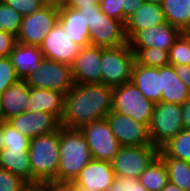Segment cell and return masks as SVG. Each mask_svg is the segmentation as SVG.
<instances>
[{"instance_id": "obj_1", "label": "cell", "mask_w": 190, "mask_h": 191, "mask_svg": "<svg viewBox=\"0 0 190 191\" xmlns=\"http://www.w3.org/2000/svg\"><path fill=\"white\" fill-rule=\"evenodd\" d=\"M113 87L103 83H75L65 94L60 124L80 129L87 123L104 119L113 110Z\"/></svg>"}, {"instance_id": "obj_2", "label": "cell", "mask_w": 190, "mask_h": 191, "mask_svg": "<svg viewBox=\"0 0 190 191\" xmlns=\"http://www.w3.org/2000/svg\"><path fill=\"white\" fill-rule=\"evenodd\" d=\"M60 163L57 181L73 182L93 159L89 145L80 129L59 128Z\"/></svg>"}, {"instance_id": "obj_3", "label": "cell", "mask_w": 190, "mask_h": 191, "mask_svg": "<svg viewBox=\"0 0 190 191\" xmlns=\"http://www.w3.org/2000/svg\"><path fill=\"white\" fill-rule=\"evenodd\" d=\"M28 154L32 168V183L57 181L60 163L59 129L30 139Z\"/></svg>"}, {"instance_id": "obj_4", "label": "cell", "mask_w": 190, "mask_h": 191, "mask_svg": "<svg viewBox=\"0 0 190 191\" xmlns=\"http://www.w3.org/2000/svg\"><path fill=\"white\" fill-rule=\"evenodd\" d=\"M112 102L115 112L149 126L155 104L145 98L132 81L113 87Z\"/></svg>"}, {"instance_id": "obj_5", "label": "cell", "mask_w": 190, "mask_h": 191, "mask_svg": "<svg viewBox=\"0 0 190 191\" xmlns=\"http://www.w3.org/2000/svg\"><path fill=\"white\" fill-rule=\"evenodd\" d=\"M101 62L103 84L115 87L132 80L135 53L129 44L102 48Z\"/></svg>"}, {"instance_id": "obj_6", "label": "cell", "mask_w": 190, "mask_h": 191, "mask_svg": "<svg viewBox=\"0 0 190 191\" xmlns=\"http://www.w3.org/2000/svg\"><path fill=\"white\" fill-rule=\"evenodd\" d=\"M58 19L59 2L50 0L40 10L22 18L17 43L39 47Z\"/></svg>"}, {"instance_id": "obj_7", "label": "cell", "mask_w": 190, "mask_h": 191, "mask_svg": "<svg viewBox=\"0 0 190 191\" xmlns=\"http://www.w3.org/2000/svg\"><path fill=\"white\" fill-rule=\"evenodd\" d=\"M148 127L152 145L160 149L184 129L181 105L168 102L155 104Z\"/></svg>"}, {"instance_id": "obj_8", "label": "cell", "mask_w": 190, "mask_h": 191, "mask_svg": "<svg viewBox=\"0 0 190 191\" xmlns=\"http://www.w3.org/2000/svg\"><path fill=\"white\" fill-rule=\"evenodd\" d=\"M158 154L159 149L153 145L121 146L110 163L115 176L139 178Z\"/></svg>"}, {"instance_id": "obj_9", "label": "cell", "mask_w": 190, "mask_h": 191, "mask_svg": "<svg viewBox=\"0 0 190 191\" xmlns=\"http://www.w3.org/2000/svg\"><path fill=\"white\" fill-rule=\"evenodd\" d=\"M29 87L57 90L66 94L73 86L72 70L70 65L44 58L40 66L25 80Z\"/></svg>"}, {"instance_id": "obj_10", "label": "cell", "mask_w": 190, "mask_h": 191, "mask_svg": "<svg viewBox=\"0 0 190 191\" xmlns=\"http://www.w3.org/2000/svg\"><path fill=\"white\" fill-rule=\"evenodd\" d=\"M89 28V43L102 48H113L127 45L128 39L125 31V24L122 21L108 17L95 5L93 26Z\"/></svg>"}, {"instance_id": "obj_11", "label": "cell", "mask_w": 190, "mask_h": 191, "mask_svg": "<svg viewBox=\"0 0 190 191\" xmlns=\"http://www.w3.org/2000/svg\"><path fill=\"white\" fill-rule=\"evenodd\" d=\"M80 131L84 134L94 160L110 162L121 147L106 118L87 123Z\"/></svg>"}, {"instance_id": "obj_12", "label": "cell", "mask_w": 190, "mask_h": 191, "mask_svg": "<svg viewBox=\"0 0 190 191\" xmlns=\"http://www.w3.org/2000/svg\"><path fill=\"white\" fill-rule=\"evenodd\" d=\"M106 119L120 146L152 145L148 125L114 110L106 116Z\"/></svg>"}, {"instance_id": "obj_13", "label": "cell", "mask_w": 190, "mask_h": 191, "mask_svg": "<svg viewBox=\"0 0 190 191\" xmlns=\"http://www.w3.org/2000/svg\"><path fill=\"white\" fill-rule=\"evenodd\" d=\"M39 48L44 58L71 66L81 47L69 39L62 26L56 23Z\"/></svg>"}, {"instance_id": "obj_14", "label": "cell", "mask_w": 190, "mask_h": 191, "mask_svg": "<svg viewBox=\"0 0 190 191\" xmlns=\"http://www.w3.org/2000/svg\"><path fill=\"white\" fill-rule=\"evenodd\" d=\"M102 47L88 45L80 48L71 65L74 83H102Z\"/></svg>"}, {"instance_id": "obj_15", "label": "cell", "mask_w": 190, "mask_h": 191, "mask_svg": "<svg viewBox=\"0 0 190 191\" xmlns=\"http://www.w3.org/2000/svg\"><path fill=\"white\" fill-rule=\"evenodd\" d=\"M7 122L29 139L53 133L61 127L55 115L40 111H26L11 117Z\"/></svg>"}, {"instance_id": "obj_16", "label": "cell", "mask_w": 190, "mask_h": 191, "mask_svg": "<svg viewBox=\"0 0 190 191\" xmlns=\"http://www.w3.org/2000/svg\"><path fill=\"white\" fill-rule=\"evenodd\" d=\"M183 32L165 22L164 24L139 30L129 41L130 48H157L169 51Z\"/></svg>"}, {"instance_id": "obj_17", "label": "cell", "mask_w": 190, "mask_h": 191, "mask_svg": "<svg viewBox=\"0 0 190 191\" xmlns=\"http://www.w3.org/2000/svg\"><path fill=\"white\" fill-rule=\"evenodd\" d=\"M115 178L109 161L92 159L73 181L77 187L95 191H108Z\"/></svg>"}, {"instance_id": "obj_18", "label": "cell", "mask_w": 190, "mask_h": 191, "mask_svg": "<svg viewBox=\"0 0 190 191\" xmlns=\"http://www.w3.org/2000/svg\"><path fill=\"white\" fill-rule=\"evenodd\" d=\"M58 23L62 26L67 37L78 46L82 48L90 45L89 28L83 13L79 10L66 6L62 1H59Z\"/></svg>"}, {"instance_id": "obj_19", "label": "cell", "mask_w": 190, "mask_h": 191, "mask_svg": "<svg viewBox=\"0 0 190 191\" xmlns=\"http://www.w3.org/2000/svg\"><path fill=\"white\" fill-rule=\"evenodd\" d=\"M131 81L149 101L161 102V67H147L135 61Z\"/></svg>"}, {"instance_id": "obj_20", "label": "cell", "mask_w": 190, "mask_h": 191, "mask_svg": "<svg viewBox=\"0 0 190 191\" xmlns=\"http://www.w3.org/2000/svg\"><path fill=\"white\" fill-rule=\"evenodd\" d=\"M65 94L57 90L29 87L28 112H47L61 120L64 113Z\"/></svg>"}, {"instance_id": "obj_21", "label": "cell", "mask_w": 190, "mask_h": 191, "mask_svg": "<svg viewBox=\"0 0 190 191\" xmlns=\"http://www.w3.org/2000/svg\"><path fill=\"white\" fill-rule=\"evenodd\" d=\"M28 101L29 86L24 80L9 86L0 95V120L7 121L11 117L26 112Z\"/></svg>"}, {"instance_id": "obj_22", "label": "cell", "mask_w": 190, "mask_h": 191, "mask_svg": "<svg viewBox=\"0 0 190 191\" xmlns=\"http://www.w3.org/2000/svg\"><path fill=\"white\" fill-rule=\"evenodd\" d=\"M165 22L162 6L143 2L125 23L127 39L129 41L139 30L155 27Z\"/></svg>"}, {"instance_id": "obj_23", "label": "cell", "mask_w": 190, "mask_h": 191, "mask_svg": "<svg viewBox=\"0 0 190 191\" xmlns=\"http://www.w3.org/2000/svg\"><path fill=\"white\" fill-rule=\"evenodd\" d=\"M8 57L15 67L20 80H25L29 74L37 70L44 59L42 51L38 46L22 43H16Z\"/></svg>"}, {"instance_id": "obj_24", "label": "cell", "mask_w": 190, "mask_h": 191, "mask_svg": "<svg viewBox=\"0 0 190 191\" xmlns=\"http://www.w3.org/2000/svg\"><path fill=\"white\" fill-rule=\"evenodd\" d=\"M161 102L182 105L189 97L190 92L182 80L175 74L173 65L161 67Z\"/></svg>"}, {"instance_id": "obj_25", "label": "cell", "mask_w": 190, "mask_h": 191, "mask_svg": "<svg viewBox=\"0 0 190 191\" xmlns=\"http://www.w3.org/2000/svg\"><path fill=\"white\" fill-rule=\"evenodd\" d=\"M28 150L2 149L0 151V168L20 177L26 183H32V168Z\"/></svg>"}, {"instance_id": "obj_26", "label": "cell", "mask_w": 190, "mask_h": 191, "mask_svg": "<svg viewBox=\"0 0 190 191\" xmlns=\"http://www.w3.org/2000/svg\"><path fill=\"white\" fill-rule=\"evenodd\" d=\"M162 9L166 22L190 33V0H164Z\"/></svg>"}, {"instance_id": "obj_27", "label": "cell", "mask_w": 190, "mask_h": 191, "mask_svg": "<svg viewBox=\"0 0 190 191\" xmlns=\"http://www.w3.org/2000/svg\"><path fill=\"white\" fill-rule=\"evenodd\" d=\"M149 191H160L168 182V172L163 160L157 156L138 178Z\"/></svg>"}, {"instance_id": "obj_28", "label": "cell", "mask_w": 190, "mask_h": 191, "mask_svg": "<svg viewBox=\"0 0 190 191\" xmlns=\"http://www.w3.org/2000/svg\"><path fill=\"white\" fill-rule=\"evenodd\" d=\"M159 157H174L190 162V129H183L159 149Z\"/></svg>"}, {"instance_id": "obj_29", "label": "cell", "mask_w": 190, "mask_h": 191, "mask_svg": "<svg viewBox=\"0 0 190 191\" xmlns=\"http://www.w3.org/2000/svg\"><path fill=\"white\" fill-rule=\"evenodd\" d=\"M168 172L169 182L183 191H190V162L174 157H160Z\"/></svg>"}, {"instance_id": "obj_30", "label": "cell", "mask_w": 190, "mask_h": 191, "mask_svg": "<svg viewBox=\"0 0 190 191\" xmlns=\"http://www.w3.org/2000/svg\"><path fill=\"white\" fill-rule=\"evenodd\" d=\"M135 53V61L147 67L169 65V51L157 48H131Z\"/></svg>"}, {"instance_id": "obj_31", "label": "cell", "mask_w": 190, "mask_h": 191, "mask_svg": "<svg viewBox=\"0 0 190 191\" xmlns=\"http://www.w3.org/2000/svg\"><path fill=\"white\" fill-rule=\"evenodd\" d=\"M169 64L190 65V33L183 32L169 50Z\"/></svg>"}, {"instance_id": "obj_32", "label": "cell", "mask_w": 190, "mask_h": 191, "mask_svg": "<svg viewBox=\"0 0 190 191\" xmlns=\"http://www.w3.org/2000/svg\"><path fill=\"white\" fill-rule=\"evenodd\" d=\"M23 16L0 0V30L18 35Z\"/></svg>"}, {"instance_id": "obj_33", "label": "cell", "mask_w": 190, "mask_h": 191, "mask_svg": "<svg viewBox=\"0 0 190 191\" xmlns=\"http://www.w3.org/2000/svg\"><path fill=\"white\" fill-rule=\"evenodd\" d=\"M3 149H29L30 139L3 121Z\"/></svg>"}, {"instance_id": "obj_34", "label": "cell", "mask_w": 190, "mask_h": 191, "mask_svg": "<svg viewBox=\"0 0 190 191\" xmlns=\"http://www.w3.org/2000/svg\"><path fill=\"white\" fill-rule=\"evenodd\" d=\"M19 80L9 57H0V95Z\"/></svg>"}, {"instance_id": "obj_35", "label": "cell", "mask_w": 190, "mask_h": 191, "mask_svg": "<svg viewBox=\"0 0 190 191\" xmlns=\"http://www.w3.org/2000/svg\"><path fill=\"white\" fill-rule=\"evenodd\" d=\"M23 17L44 7L50 0H2Z\"/></svg>"}, {"instance_id": "obj_36", "label": "cell", "mask_w": 190, "mask_h": 191, "mask_svg": "<svg viewBox=\"0 0 190 191\" xmlns=\"http://www.w3.org/2000/svg\"><path fill=\"white\" fill-rule=\"evenodd\" d=\"M108 191H149L142 186L138 178L131 176L119 177L115 176L112 185Z\"/></svg>"}, {"instance_id": "obj_37", "label": "cell", "mask_w": 190, "mask_h": 191, "mask_svg": "<svg viewBox=\"0 0 190 191\" xmlns=\"http://www.w3.org/2000/svg\"><path fill=\"white\" fill-rule=\"evenodd\" d=\"M26 184L20 177L0 168V191H20Z\"/></svg>"}, {"instance_id": "obj_38", "label": "cell", "mask_w": 190, "mask_h": 191, "mask_svg": "<svg viewBox=\"0 0 190 191\" xmlns=\"http://www.w3.org/2000/svg\"><path fill=\"white\" fill-rule=\"evenodd\" d=\"M101 11H103L108 17L126 23V19L123 16V0H103L99 3Z\"/></svg>"}, {"instance_id": "obj_39", "label": "cell", "mask_w": 190, "mask_h": 191, "mask_svg": "<svg viewBox=\"0 0 190 191\" xmlns=\"http://www.w3.org/2000/svg\"><path fill=\"white\" fill-rule=\"evenodd\" d=\"M16 36L0 30V57H7L16 45Z\"/></svg>"}, {"instance_id": "obj_40", "label": "cell", "mask_w": 190, "mask_h": 191, "mask_svg": "<svg viewBox=\"0 0 190 191\" xmlns=\"http://www.w3.org/2000/svg\"><path fill=\"white\" fill-rule=\"evenodd\" d=\"M44 191H78L74 182L48 180L42 182Z\"/></svg>"}, {"instance_id": "obj_41", "label": "cell", "mask_w": 190, "mask_h": 191, "mask_svg": "<svg viewBox=\"0 0 190 191\" xmlns=\"http://www.w3.org/2000/svg\"><path fill=\"white\" fill-rule=\"evenodd\" d=\"M175 74L182 80L190 92V65H173Z\"/></svg>"}, {"instance_id": "obj_42", "label": "cell", "mask_w": 190, "mask_h": 191, "mask_svg": "<svg viewBox=\"0 0 190 191\" xmlns=\"http://www.w3.org/2000/svg\"><path fill=\"white\" fill-rule=\"evenodd\" d=\"M144 2V0H123V16L127 20Z\"/></svg>"}, {"instance_id": "obj_43", "label": "cell", "mask_w": 190, "mask_h": 191, "mask_svg": "<svg viewBox=\"0 0 190 191\" xmlns=\"http://www.w3.org/2000/svg\"><path fill=\"white\" fill-rule=\"evenodd\" d=\"M62 2L71 8L79 9L80 7H93V5L99 4V0H62Z\"/></svg>"}, {"instance_id": "obj_44", "label": "cell", "mask_w": 190, "mask_h": 191, "mask_svg": "<svg viewBox=\"0 0 190 191\" xmlns=\"http://www.w3.org/2000/svg\"><path fill=\"white\" fill-rule=\"evenodd\" d=\"M183 128L190 129V97L181 105Z\"/></svg>"}, {"instance_id": "obj_45", "label": "cell", "mask_w": 190, "mask_h": 191, "mask_svg": "<svg viewBox=\"0 0 190 191\" xmlns=\"http://www.w3.org/2000/svg\"><path fill=\"white\" fill-rule=\"evenodd\" d=\"M78 10L83 13L87 25L93 26L95 5L93 7H80Z\"/></svg>"}, {"instance_id": "obj_46", "label": "cell", "mask_w": 190, "mask_h": 191, "mask_svg": "<svg viewBox=\"0 0 190 191\" xmlns=\"http://www.w3.org/2000/svg\"><path fill=\"white\" fill-rule=\"evenodd\" d=\"M20 191H44L42 182L27 183Z\"/></svg>"}, {"instance_id": "obj_47", "label": "cell", "mask_w": 190, "mask_h": 191, "mask_svg": "<svg viewBox=\"0 0 190 191\" xmlns=\"http://www.w3.org/2000/svg\"><path fill=\"white\" fill-rule=\"evenodd\" d=\"M160 191H183L177 185L168 182Z\"/></svg>"}, {"instance_id": "obj_48", "label": "cell", "mask_w": 190, "mask_h": 191, "mask_svg": "<svg viewBox=\"0 0 190 191\" xmlns=\"http://www.w3.org/2000/svg\"><path fill=\"white\" fill-rule=\"evenodd\" d=\"M3 121L0 120V151L4 148V141H3Z\"/></svg>"}, {"instance_id": "obj_49", "label": "cell", "mask_w": 190, "mask_h": 191, "mask_svg": "<svg viewBox=\"0 0 190 191\" xmlns=\"http://www.w3.org/2000/svg\"><path fill=\"white\" fill-rule=\"evenodd\" d=\"M163 1L164 0H144V2L157 4V5H160V6H162Z\"/></svg>"}, {"instance_id": "obj_50", "label": "cell", "mask_w": 190, "mask_h": 191, "mask_svg": "<svg viewBox=\"0 0 190 191\" xmlns=\"http://www.w3.org/2000/svg\"><path fill=\"white\" fill-rule=\"evenodd\" d=\"M78 191H95V190L88 189V188H81V187H78Z\"/></svg>"}]
</instances>
